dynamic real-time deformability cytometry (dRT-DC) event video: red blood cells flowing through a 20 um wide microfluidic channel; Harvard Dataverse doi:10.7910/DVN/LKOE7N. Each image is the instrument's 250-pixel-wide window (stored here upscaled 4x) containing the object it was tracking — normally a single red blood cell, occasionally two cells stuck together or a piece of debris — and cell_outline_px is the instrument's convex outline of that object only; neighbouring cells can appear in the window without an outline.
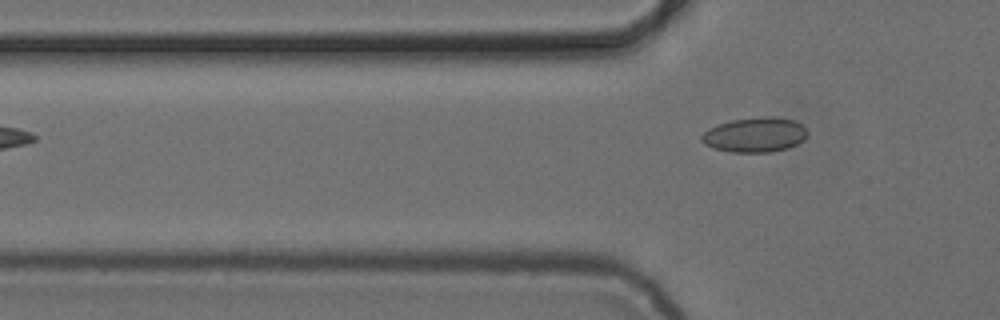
{"species": "common noctule bat (a hibernating species)", "species_latin": "Nyctalus noctula", "temperature_condition": "cold", "stored_images_in_passage": 5, "camera_frame_rate_fps": 3000, "um_per_image_px": 0.085, "animal": {"sex": "female", "body_mass_g": 24.6, "forearm_length_mm": 56.2}, "frame": {"image": 1, "passage_image": 5, "time_ms": 5.667, "image_size_px": [1000, 320], "cell_outline_px": [[808, 136], [804, 140], [788, 148], [772, 152], [732, 152], [712, 148], [704, 144], [700, 140], [700, 136], [708, 128], [732, 120], [760, 116], [776, 116], [796, 120], [808, 132]], "centroid_in_image_um": [64.18, 11.45], "position_along_channel_um": 61.6, "area_um2": 21.73}}